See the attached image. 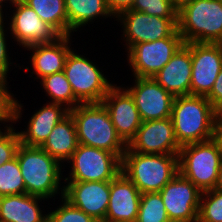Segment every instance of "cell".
I'll list each match as a JSON object with an SVG mask.
<instances>
[{
    "instance_id": "6da1fadb",
    "label": "cell",
    "mask_w": 222,
    "mask_h": 222,
    "mask_svg": "<svg viewBox=\"0 0 222 222\" xmlns=\"http://www.w3.org/2000/svg\"><path fill=\"white\" fill-rule=\"evenodd\" d=\"M16 157L27 194L44 198L46 201L57 194H61L60 198L63 197L64 182L61 180H64L65 170L49 153L41 147L20 144Z\"/></svg>"
},
{
    "instance_id": "7a4b0ae2",
    "label": "cell",
    "mask_w": 222,
    "mask_h": 222,
    "mask_svg": "<svg viewBox=\"0 0 222 222\" xmlns=\"http://www.w3.org/2000/svg\"><path fill=\"white\" fill-rule=\"evenodd\" d=\"M171 119L182 147L212 139L218 112L206 96L184 95L175 97Z\"/></svg>"
},
{
    "instance_id": "3957f363",
    "label": "cell",
    "mask_w": 222,
    "mask_h": 222,
    "mask_svg": "<svg viewBox=\"0 0 222 222\" xmlns=\"http://www.w3.org/2000/svg\"><path fill=\"white\" fill-rule=\"evenodd\" d=\"M69 113L75 122L79 144L109 151L122 160L127 145L118 136L102 103L79 104Z\"/></svg>"
},
{
    "instance_id": "277c9868",
    "label": "cell",
    "mask_w": 222,
    "mask_h": 222,
    "mask_svg": "<svg viewBox=\"0 0 222 222\" xmlns=\"http://www.w3.org/2000/svg\"><path fill=\"white\" fill-rule=\"evenodd\" d=\"M121 171L141 194L159 192L178 174V154H141L127 147Z\"/></svg>"
},
{
    "instance_id": "5b68a950",
    "label": "cell",
    "mask_w": 222,
    "mask_h": 222,
    "mask_svg": "<svg viewBox=\"0 0 222 222\" xmlns=\"http://www.w3.org/2000/svg\"><path fill=\"white\" fill-rule=\"evenodd\" d=\"M184 43H222V1L194 0L178 11Z\"/></svg>"
},
{
    "instance_id": "8992f818",
    "label": "cell",
    "mask_w": 222,
    "mask_h": 222,
    "mask_svg": "<svg viewBox=\"0 0 222 222\" xmlns=\"http://www.w3.org/2000/svg\"><path fill=\"white\" fill-rule=\"evenodd\" d=\"M222 156L213 139L184 145L178 153L179 173L201 192L215 189Z\"/></svg>"
},
{
    "instance_id": "52a82bcc",
    "label": "cell",
    "mask_w": 222,
    "mask_h": 222,
    "mask_svg": "<svg viewBox=\"0 0 222 222\" xmlns=\"http://www.w3.org/2000/svg\"><path fill=\"white\" fill-rule=\"evenodd\" d=\"M75 52L76 49L69 52L64 73L76 99L81 104L101 103L114 84L91 59Z\"/></svg>"
},
{
    "instance_id": "ba28073f",
    "label": "cell",
    "mask_w": 222,
    "mask_h": 222,
    "mask_svg": "<svg viewBox=\"0 0 222 222\" xmlns=\"http://www.w3.org/2000/svg\"><path fill=\"white\" fill-rule=\"evenodd\" d=\"M67 163L71 168L63 181H112L122 167V160L114 153L82 144Z\"/></svg>"
},
{
    "instance_id": "9c48e42d",
    "label": "cell",
    "mask_w": 222,
    "mask_h": 222,
    "mask_svg": "<svg viewBox=\"0 0 222 222\" xmlns=\"http://www.w3.org/2000/svg\"><path fill=\"white\" fill-rule=\"evenodd\" d=\"M184 44L178 29L169 37L138 43L127 51L132 77H153Z\"/></svg>"
},
{
    "instance_id": "30bf717a",
    "label": "cell",
    "mask_w": 222,
    "mask_h": 222,
    "mask_svg": "<svg viewBox=\"0 0 222 222\" xmlns=\"http://www.w3.org/2000/svg\"><path fill=\"white\" fill-rule=\"evenodd\" d=\"M123 29L121 40L128 51L133 45L171 36L178 29V18H161L127 10L116 17Z\"/></svg>"
},
{
    "instance_id": "8fae6325",
    "label": "cell",
    "mask_w": 222,
    "mask_h": 222,
    "mask_svg": "<svg viewBox=\"0 0 222 222\" xmlns=\"http://www.w3.org/2000/svg\"><path fill=\"white\" fill-rule=\"evenodd\" d=\"M10 16L2 17L7 21L10 37L19 47L26 48L35 44L54 42L60 35L46 22L40 19L37 13L22 0L15 3Z\"/></svg>"
},
{
    "instance_id": "7c38bea8",
    "label": "cell",
    "mask_w": 222,
    "mask_h": 222,
    "mask_svg": "<svg viewBox=\"0 0 222 222\" xmlns=\"http://www.w3.org/2000/svg\"><path fill=\"white\" fill-rule=\"evenodd\" d=\"M171 222H198L202 192L178 174L159 191Z\"/></svg>"
},
{
    "instance_id": "4fadbf2b",
    "label": "cell",
    "mask_w": 222,
    "mask_h": 222,
    "mask_svg": "<svg viewBox=\"0 0 222 222\" xmlns=\"http://www.w3.org/2000/svg\"><path fill=\"white\" fill-rule=\"evenodd\" d=\"M133 85L126 90L134 99L142 122L171 117L175 97L153 77H134Z\"/></svg>"
},
{
    "instance_id": "5bb4252c",
    "label": "cell",
    "mask_w": 222,
    "mask_h": 222,
    "mask_svg": "<svg viewBox=\"0 0 222 222\" xmlns=\"http://www.w3.org/2000/svg\"><path fill=\"white\" fill-rule=\"evenodd\" d=\"M190 95L207 96L222 70V43H190Z\"/></svg>"
},
{
    "instance_id": "9a60e30c",
    "label": "cell",
    "mask_w": 222,
    "mask_h": 222,
    "mask_svg": "<svg viewBox=\"0 0 222 222\" xmlns=\"http://www.w3.org/2000/svg\"><path fill=\"white\" fill-rule=\"evenodd\" d=\"M127 147L141 154H178L181 148L171 117L142 122Z\"/></svg>"
},
{
    "instance_id": "2e32d148",
    "label": "cell",
    "mask_w": 222,
    "mask_h": 222,
    "mask_svg": "<svg viewBox=\"0 0 222 222\" xmlns=\"http://www.w3.org/2000/svg\"><path fill=\"white\" fill-rule=\"evenodd\" d=\"M101 103L106 107L118 136L128 145L142 124L134 99L125 86L114 83Z\"/></svg>"
},
{
    "instance_id": "e0dca14e",
    "label": "cell",
    "mask_w": 222,
    "mask_h": 222,
    "mask_svg": "<svg viewBox=\"0 0 222 222\" xmlns=\"http://www.w3.org/2000/svg\"><path fill=\"white\" fill-rule=\"evenodd\" d=\"M67 183V184H66ZM63 197L98 222H104L109 205L110 181H64Z\"/></svg>"
},
{
    "instance_id": "ac0fdd59",
    "label": "cell",
    "mask_w": 222,
    "mask_h": 222,
    "mask_svg": "<svg viewBox=\"0 0 222 222\" xmlns=\"http://www.w3.org/2000/svg\"><path fill=\"white\" fill-rule=\"evenodd\" d=\"M141 192L121 171L110 181L109 205L104 222H136Z\"/></svg>"
},
{
    "instance_id": "d6986e66",
    "label": "cell",
    "mask_w": 222,
    "mask_h": 222,
    "mask_svg": "<svg viewBox=\"0 0 222 222\" xmlns=\"http://www.w3.org/2000/svg\"><path fill=\"white\" fill-rule=\"evenodd\" d=\"M71 36H60L54 42L35 44L25 48L30 53L32 51L29 62L33 70L31 74H36L35 79L39 80L47 75L64 71L66 58L72 50Z\"/></svg>"
},
{
    "instance_id": "ffe728a7",
    "label": "cell",
    "mask_w": 222,
    "mask_h": 222,
    "mask_svg": "<svg viewBox=\"0 0 222 222\" xmlns=\"http://www.w3.org/2000/svg\"><path fill=\"white\" fill-rule=\"evenodd\" d=\"M192 59L190 43H184L153 78L172 96L190 95Z\"/></svg>"
},
{
    "instance_id": "44dd1931",
    "label": "cell",
    "mask_w": 222,
    "mask_h": 222,
    "mask_svg": "<svg viewBox=\"0 0 222 222\" xmlns=\"http://www.w3.org/2000/svg\"><path fill=\"white\" fill-rule=\"evenodd\" d=\"M69 114V109L61 104L45 103L31 115L27 128L18 131L21 144L30 147H41L49 134Z\"/></svg>"
},
{
    "instance_id": "7402d4cb",
    "label": "cell",
    "mask_w": 222,
    "mask_h": 222,
    "mask_svg": "<svg viewBox=\"0 0 222 222\" xmlns=\"http://www.w3.org/2000/svg\"><path fill=\"white\" fill-rule=\"evenodd\" d=\"M46 199L25 194L0 197V222H47L41 204Z\"/></svg>"
},
{
    "instance_id": "603a6c76",
    "label": "cell",
    "mask_w": 222,
    "mask_h": 222,
    "mask_svg": "<svg viewBox=\"0 0 222 222\" xmlns=\"http://www.w3.org/2000/svg\"><path fill=\"white\" fill-rule=\"evenodd\" d=\"M78 144L75 122L69 113L55 125L41 148L65 168L64 162L70 160Z\"/></svg>"
},
{
    "instance_id": "cb8c5ba5",
    "label": "cell",
    "mask_w": 222,
    "mask_h": 222,
    "mask_svg": "<svg viewBox=\"0 0 222 222\" xmlns=\"http://www.w3.org/2000/svg\"><path fill=\"white\" fill-rule=\"evenodd\" d=\"M68 16V35H74L80 28L95 20L115 18L107 7L106 0H65ZM72 33V34H71Z\"/></svg>"
},
{
    "instance_id": "d4e9b609",
    "label": "cell",
    "mask_w": 222,
    "mask_h": 222,
    "mask_svg": "<svg viewBox=\"0 0 222 222\" xmlns=\"http://www.w3.org/2000/svg\"><path fill=\"white\" fill-rule=\"evenodd\" d=\"M41 20L50 25L60 36L68 35V16L65 0H22Z\"/></svg>"
},
{
    "instance_id": "484cf974",
    "label": "cell",
    "mask_w": 222,
    "mask_h": 222,
    "mask_svg": "<svg viewBox=\"0 0 222 222\" xmlns=\"http://www.w3.org/2000/svg\"><path fill=\"white\" fill-rule=\"evenodd\" d=\"M40 84L50 99L48 103L61 104L69 110L81 104L76 99L64 71L43 77Z\"/></svg>"
},
{
    "instance_id": "4316f807",
    "label": "cell",
    "mask_w": 222,
    "mask_h": 222,
    "mask_svg": "<svg viewBox=\"0 0 222 222\" xmlns=\"http://www.w3.org/2000/svg\"><path fill=\"white\" fill-rule=\"evenodd\" d=\"M7 80V77L0 75V123L4 124V128L12 126V123L16 124L19 120L21 122L22 109H24L23 104L17 98L15 99L14 94L9 90ZM1 124L0 129L3 128Z\"/></svg>"
},
{
    "instance_id": "83f0119b",
    "label": "cell",
    "mask_w": 222,
    "mask_h": 222,
    "mask_svg": "<svg viewBox=\"0 0 222 222\" xmlns=\"http://www.w3.org/2000/svg\"><path fill=\"white\" fill-rule=\"evenodd\" d=\"M25 184L17 157L0 165V197L25 194Z\"/></svg>"
},
{
    "instance_id": "f1b7e54d",
    "label": "cell",
    "mask_w": 222,
    "mask_h": 222,
    "mask_svg": "<svg viewBox=\"0 0 222 222\" xmlns=\"http://www.w3.org/2000/svg\"><path fill=\"white\" fill-rule=\"evenodd\" d=\"M136 222H171L159 192L141 194Z\"/></svg>"
},
{
    "instance_id": "f546056e",
    "label": "cell",
    "mask_w": 222,
    "mask_h": 222,
    "mask_svg": "<svg viewBox=\"0 0 222 222\" xmlns=\"http://www.w3.org/2000/svg\"><path fill=\"white\" fill-rule=\"evenodd\" d=\"M198 222H222V190L202 192Z\"/></svg>"
},
{
    "instance_id": "4dcf8cb0",
    "label": "cell",
    "mask_w": 222,
    "mask_h": 222,
    "mask_svg": "<svg viewBox=\"0 0 222 222\" xmlns=\"http://www.w3.org/2000/svg\"><path fill=\"white\" fill-rule=\"evenodd\" d=\"M60 200L62 203L55 207V210L48 211L47 222H98L84 211L72 205L64 197H61Z\"/></svg>"
},
{
    "instance_id": "1f68e13d",
    "label": "cell",
    "mask_w": 222,
    "mask_h": 222,
    "mask_svg": "<svg viewBox=\"0 0 222 222\" xmlns=\"http://www.w3.org/2000/svg\"><path fill=\"white\" fill-rule=\"evenodd\" d=\"M130 10L161 18H178L172 0H135Z\"/></svg>"
},
{
    "instance_id": "d6a6232c",
    "label": "cell",
    "mask_w": 222,
    "mask_h": 222,
    "mask_svg": "<svg viewBox=\"0 0 222 222\" xmlns=\"http://www.w3.org/2000/svg\"><path fill=\"white\" fill-rule=\"evenodd\" d=\"M21 144L18 130L13 125L0 129V165L16 157V152Z\"/></svg>"
},
{
    "instance_id": "836d02e7",
    "label": "cell",
    "mask_w": 222,
    "mask_h": 222,
    "mask_svg": "<svg viewBox=\"0 0 222 222\" xmlns=\"http://www.w3.org/2000/svg\"><path fill=\"white\" fill-rule=\"evenodd\" d=\"M5 19L1 16L0 17V75L5 76L8 78L9 70L11 72V67L14 63L11 62L10 52L8 51L9 48L7 47L9 43L8 40V26L5 22ZM6 24V25H5ZM7 26V27H6Z\"/></svg>"
},
{
    "instance_id": "e575fe53",
    "label": "cell",
    "mask_w": 222,
    "mask_h": 222,
    "mask_svg": "<svg viewBox=\"0 0 222 222\" xmlns=\"http://www.w3.org/2000/svg\"><path fill=\"white\" fill-rule=\"evenodd\" d=\"M206 98L217 112L222 109V70L219 72L213 88Z\"/></svg>"
},
{
    "instance_id": "d590c367",
    "label": "cell",
    "mask_w": 222,
    "mask_h": 222,
    "mask_svg": "<svg viewBox=\"0 0 222 222\" xmlns=\"http://www.w3.org/2000/svg\"><path fill=\"white\" fill-rule=\"evenodd\" d=\"M135 0H106L110 12L116 18L120 13L130 10Z\"/></svg>"
},
{
    "instance_id": "8d00e7d4",
    "label": "cell",
    "mask_w": 222,
    "mask_h": 222,
    "mask_svg": "<svg viewBox=\"0 0 222 222\" xmlns=\"http://www.w3.org/2000/svg\"><path fill=\"white\" fill-rule=\"evenodd\" d=\"M212 139L216 142L222 156V121L219 118L216 120Z\"/></svg>"
},
{
    "instance_id": "74e56055",
    "label": "cell",
    "mask_w": 222,
    "mask_h": 222,
    "mask_svg": "<svg viewBox=\"0 0 222 222\" xmlns=\"http://www.w3.org/2000/svg\"><path fill=\"white\" fill-rule=\"evenodd\" d=\"M21 0H0V16L4 15L5 13L3 12L4 10H8L7 7H9V11L11 10V6H13L15 3ZM6 3V4H5ZM9 3V4H8ZM10 5V6H8ZM7 6V7H6ZM5 7V9H4ZM7 8V9H6ZM4 9V10H3Z\"/></svg>"
},
{
    "instance_id": "f35d334b",
    "label": "cell",
    "mask_w": 222,
    "mask_h": 222,
    "mask_svg": "<svg viewBox=\"0 0 222 222\" xmlns=\"http://www.w3.org/2000/svg\"><path fill=\"white\" fill-rule=\"evenodd\" d=\"M194 0H172L173 6L175 7V9L177 11H179L180 9H182L184 6H186L187 4H190L191 2H193Z\"/></svg>"
},
{
    "instance_id": "ab89813d",
    "label": "cell",
    "mask_w": 222,
    "mask_h": 222,
    "mask_svg": "<svg viewBox=\"0 0 222 222\" xmlns=\"http://www.w3.org/2000/svg\"><path fill=\"white\" fill-rule=\"evenodd\" d=\"M215 189L222 190V161H221V165L219 168L218 179H217Z\"/></svg>"
},
{
    "instance_id": "60d3db41",
    "label": "cell",
    "mask_w": 222,
    "mask_h": 222,
    "mask_svg": "<svg viewBox=\"0 0 222 222\" xmlns=\"http://www.w3.org/2000/svg\"><path fill=\"white\" fill-rule=\"evenodd\" d=\"M218 118L222 121V109L218 112Z\"/></svg>"
}]
</instances>
